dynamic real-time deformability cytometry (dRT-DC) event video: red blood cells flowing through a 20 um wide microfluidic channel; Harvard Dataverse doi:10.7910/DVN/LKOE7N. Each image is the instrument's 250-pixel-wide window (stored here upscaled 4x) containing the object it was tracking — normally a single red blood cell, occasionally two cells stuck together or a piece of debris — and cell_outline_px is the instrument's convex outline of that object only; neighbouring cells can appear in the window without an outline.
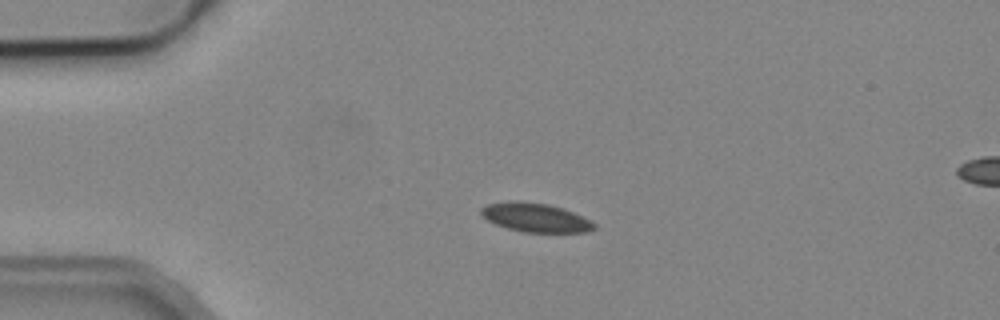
{"species": "common noctule bat (a hibernating species)", "species_latin": "Nyctalus noctula", "temperature_condition": "cold", "stored_images_in_passage": 3, "camera_frame_rate_fps": 3000, "um_per_image_px": 0.085, "animal": {"sex": "male", "body_mass_g": 19.2, "forearm_length_mm": 51.8}, "frame": {"image": 1, "passage_image": 1, "time_ms": 0.0, "image_size_px": [1000, 320], "cell_outline_px": [[596, 228], [588, 232], [524, 232], [508, 228], [496, 224], [488, 220], [480, 212], [480, 208], [488, 204], [512, 200], [516, 200], [548, 204], [564, 208], [596, 224]], "centroid_in_image_um": [45.51, 18.48], "position_along_channel_um": 39.5, "area_um2": 18.9}}